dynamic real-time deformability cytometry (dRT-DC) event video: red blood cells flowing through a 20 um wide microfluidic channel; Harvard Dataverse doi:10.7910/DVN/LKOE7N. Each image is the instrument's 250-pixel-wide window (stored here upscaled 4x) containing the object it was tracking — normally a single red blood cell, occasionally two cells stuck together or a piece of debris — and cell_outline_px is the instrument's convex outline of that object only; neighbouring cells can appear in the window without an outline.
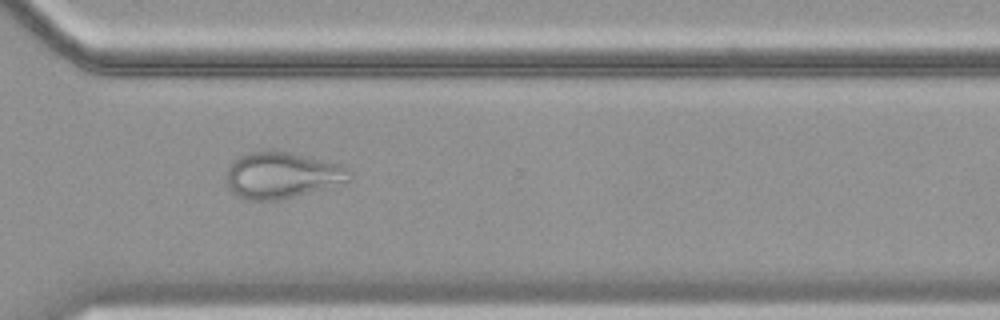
{"species": "common noctule bat (a hibernating species)", "species_latin": "Nyctalus noctula", "temperature_condition": "cold", "stored_images_in_passage": 47, "camera_frame_rate_fps": 3000, "um_per_image_px": 0.085, "animal": {"sex": "female", "body_mass_g": 19.9}, "frame": {"image": 1, "passage_image": 34, "time_ms": 11.0, "image_size_px": [1000, 320], "cell_outline_px": [[348, 180], [324, 188], [276, 200], [244, 200], [232, 192], [228, 188], [224, 180], [224, 172], [228, 164], [232, 160], [248, 152], [288, 152], [344, 164]], "centroid_in_image_um": [23.82, 14.89], "position_along_channel_um": 346.8, "area_um2": 32.83}}
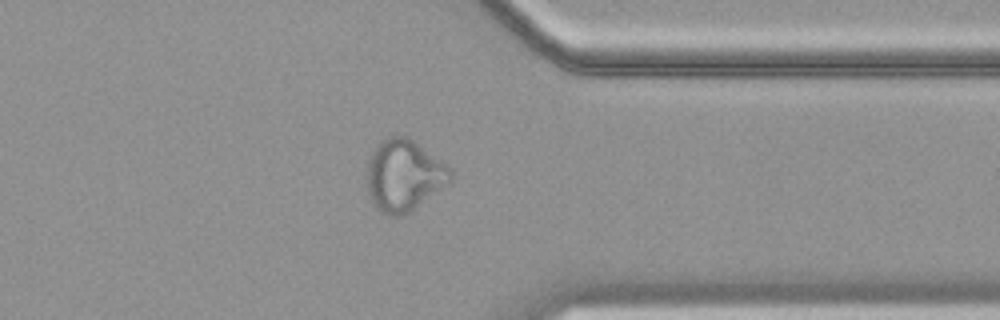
{"frame": {"image": 2, "passage_image": 37, "time_ms": 12.0, "image_size_px": [1000, 320], "cell_outline_px": [[452, 180], [448, 184], [404, 216], [388, 216], [380, 212], [376, 208], [368, 192], [368, 164], [372, 152], [380, 140], [388, 136], [408, 136], [448, 164], [452, 168]], "centroid_in_image_um": [34.37, 14.9], "position_along_channel_um": 377.0, "area_um2": 35.03}}